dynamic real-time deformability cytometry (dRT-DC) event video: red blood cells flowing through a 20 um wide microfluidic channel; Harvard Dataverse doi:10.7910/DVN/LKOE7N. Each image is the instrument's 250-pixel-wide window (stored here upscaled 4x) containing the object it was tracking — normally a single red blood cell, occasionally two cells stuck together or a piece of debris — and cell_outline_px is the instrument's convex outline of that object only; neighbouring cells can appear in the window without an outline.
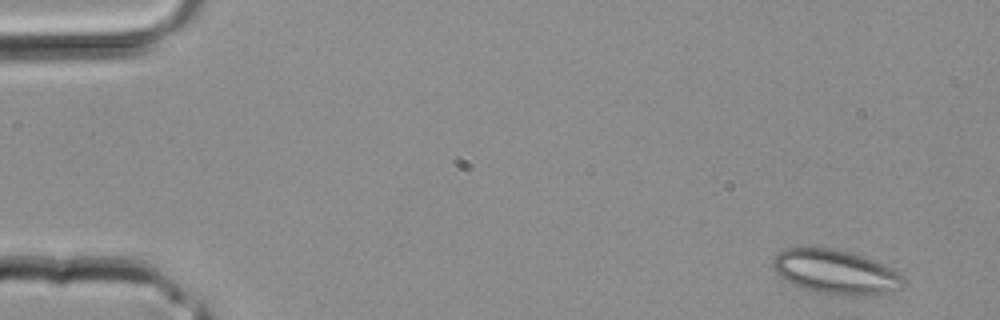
{"species": "common noctule bat (a hibernating species)", "species_latin": "Nyctalus noctula", "temperature_condition": "room temperature", "stored_images_in_passage": 1, "camera_frame_rate_fps": 3000, "um_per_image_px": 0.085, "animal": {"sex": "male", "body_mass_g": 20.4}, "frame": {"image": 1, "passage_image": 1, "time_ms": 0.0, "image_size_px": [1000, 320], "cell_outline_px": [[908, 280], [900, 288], [892, 292], [852, 296], [848, 296], [816, 292], [800, 288], [792, 284], [780, 276], [776, 272], [772, 264], [772, 260], [784, 248], [832, 248], [852, 252], [864, 256], [884, 264], [892, 268], [904, 276]], "centroid_in_image_um": [71.07, 23.12], "position_along_channel_um": 13.9, "area_um2": 33.93}}